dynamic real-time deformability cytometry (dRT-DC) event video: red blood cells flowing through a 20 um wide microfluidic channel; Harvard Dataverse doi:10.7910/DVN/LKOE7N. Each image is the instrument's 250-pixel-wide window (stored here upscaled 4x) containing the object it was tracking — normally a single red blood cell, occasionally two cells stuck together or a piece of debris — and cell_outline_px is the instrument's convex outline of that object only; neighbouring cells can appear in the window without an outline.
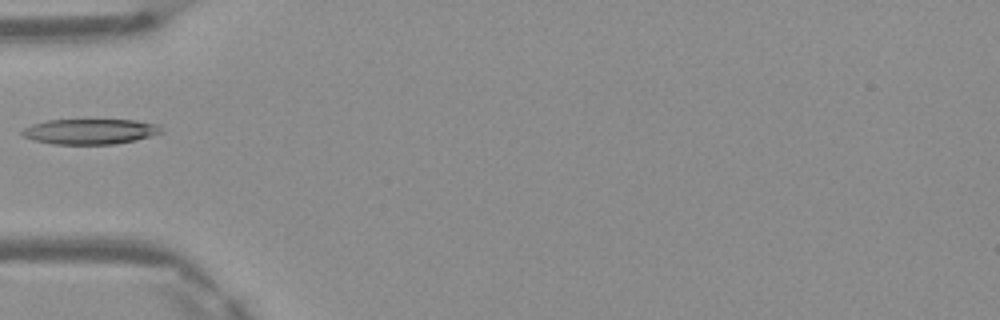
{"species": "Egyptian fruit bat (a non-hibernating species)", "species_latin": "Rousettus aegyptiacus", "temperature_condition": "warm", "stored_images_in_passage": 33, "camera_frame_rate_fps": 3000, "um_per_image_px": 0.085, "frame": {"image": 1, "passage_image": 1, "time_ms": 0.0, "image_size_px": [1000, 320], "cell_outline_px": [[164, 132], [136, 140], [116, 144], [52, 144], [36, 140], [24, 136], [20, 132], [24, 128], [32, 124], [48, 120], [136, 120], [160, 124]], "centroid_in_image_um": [7.71, 11.17], "position_along_channel_um": 77.3, "area_um2": 20.58}}
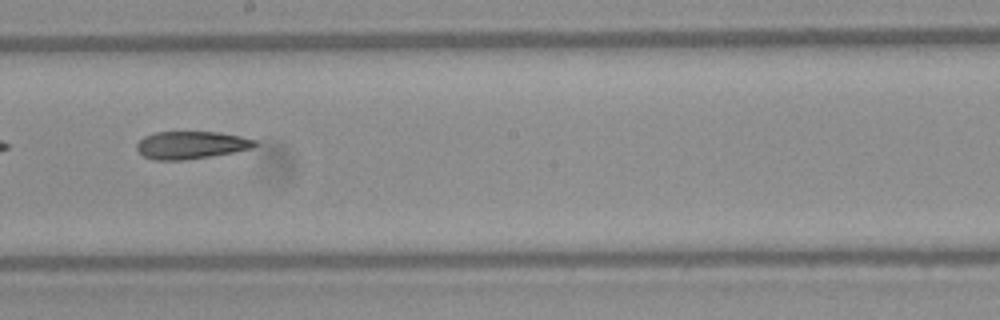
{"frame": {"image": 2, "passage_image": 12, "time_ms": 3.667, "image_size_px": [1000, 320], "cell_outline_px": [[260, 144], [252, 148], [232, 152], [184, 160], [152, 160], [144, 156], [136, 148], [136, 144], [144, 136], [156, 132], [216, 132], [240, 136], [256, 140]], "centroid_in_image_um": [16.24, 12.32], "position_along_channel_um": 232.0, "area_um2": 18.9}}
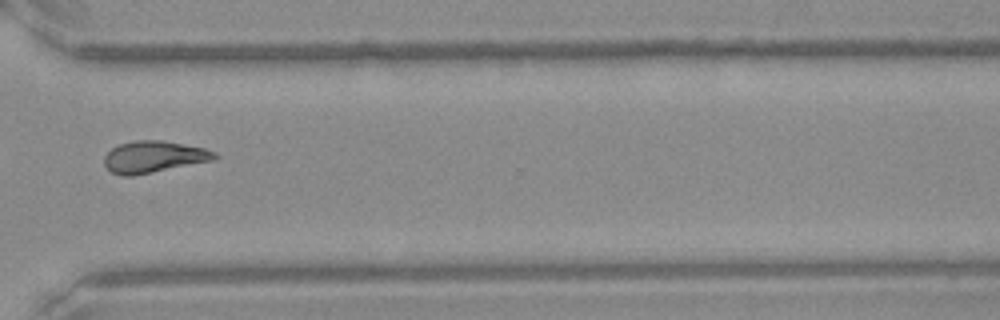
{"frame": {"image": 3, "passage_image": 21, "time_ms": 6.667, "image_size_px": [1000, 320], "cell_outline_px": [[220, 156], [212, 160], [132, 176], [120, 176], [112, 172], [104, 164], [104, 156], [112, 148], [120, 144], [136, 140], [160, 140], [204, 148], [216, 152]], "centroid_in_image_um": [13.05, 13.33], "position_along_channel_um": 357.6, "area_um2": 20.11}}